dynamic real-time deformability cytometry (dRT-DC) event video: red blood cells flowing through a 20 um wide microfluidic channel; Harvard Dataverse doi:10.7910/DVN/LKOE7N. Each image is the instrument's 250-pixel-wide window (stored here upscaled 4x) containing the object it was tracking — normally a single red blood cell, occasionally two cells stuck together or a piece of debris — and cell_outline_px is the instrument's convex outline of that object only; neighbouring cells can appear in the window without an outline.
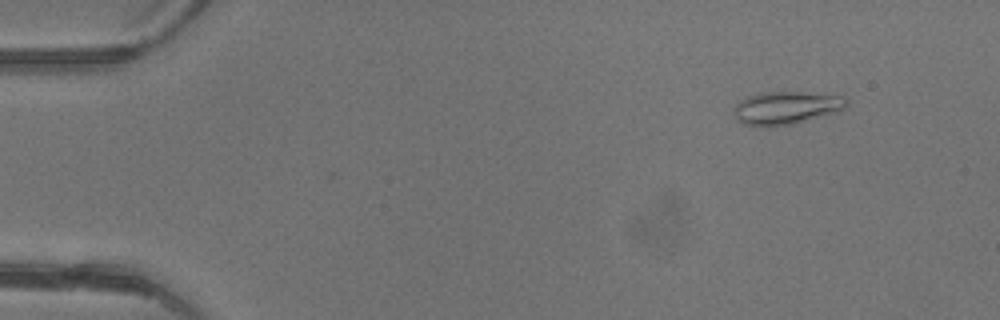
{"species": "common noctule bat (a hibernating species)", "species_latin": "Nyctalus noctula", "temperature_condition": "warm", "stored_images_in_passage": 33, "camera_frame_rate_fps": 3000, "um_per_image_px": 0.085, "animal": {"sex": "female"}, "frame": {"image": 1, "passage_image": 5, "time_ms": 1.333, "image_size_px": [1000, 320], "cell_outline_px": [[848, 104], [844, 108], [836, 112], [792, 124], [768, 128], [760, 128], [744, 124], [736, 116], [736, 104], [740, 100], [748, 96], [764, 92], [800, 92], [840, 96], [848, 100]], "centroid_in_image_um": [66.81, 9.19], "position_along_channel_um": 18.2, "area_um2": 21.44}}
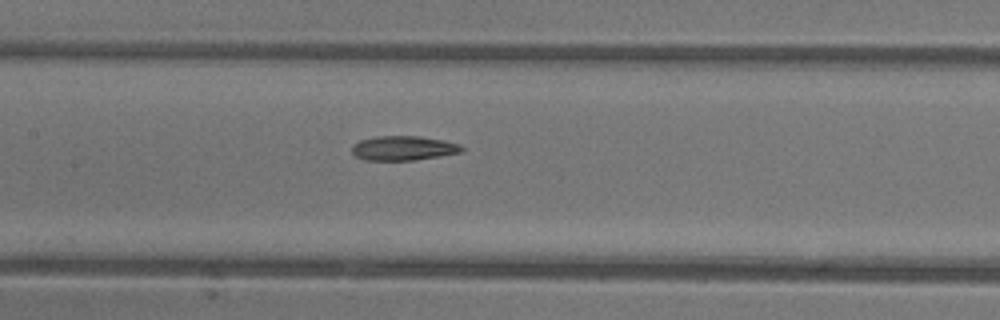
{"frame": {"image": 2, "passage_image": 23, "time_ms": 7.333, "image_size_px": [1000, 320], "cell_outline_px": [[464, 148], [460, 152], [440, 156], [416, 160], [364, 160], [356, 156], [352, 152], [352, 144], [360, 140], [376, 136], [420, 136], [444, 140], [460, 144]], "centroid_in_image_um": [34.28, 12.59], "position_along_channel_um": 173.1, "area_um2": 15.72}}
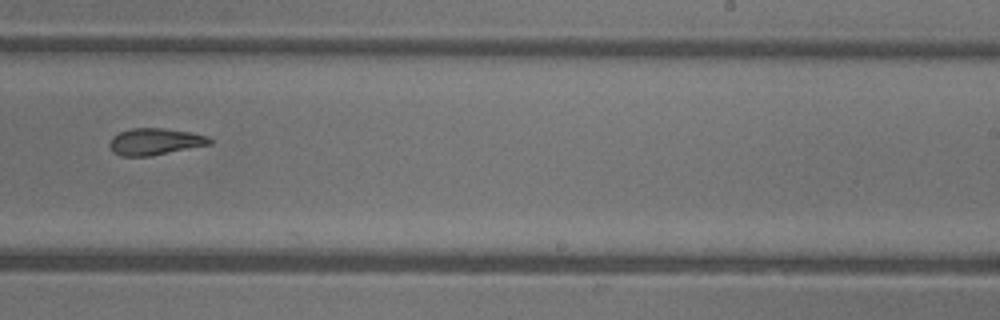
{"frame": {"image": 3, "passage_image": 30, "time_ms": 9.667, "image_size_px": [1000, 320], "cell_outline_px": [[212, 144], [152, 156], [120, 156], [112, 152], [108, 144], [112, 136], [120, 132], [132, 128], [164, 128], [188, 132], [208, 136], [212, 140]], "centroid_in_image_um": [13.15, 12.05], "position_along_channel_um": 275.8, "area_um2": 15.72}}